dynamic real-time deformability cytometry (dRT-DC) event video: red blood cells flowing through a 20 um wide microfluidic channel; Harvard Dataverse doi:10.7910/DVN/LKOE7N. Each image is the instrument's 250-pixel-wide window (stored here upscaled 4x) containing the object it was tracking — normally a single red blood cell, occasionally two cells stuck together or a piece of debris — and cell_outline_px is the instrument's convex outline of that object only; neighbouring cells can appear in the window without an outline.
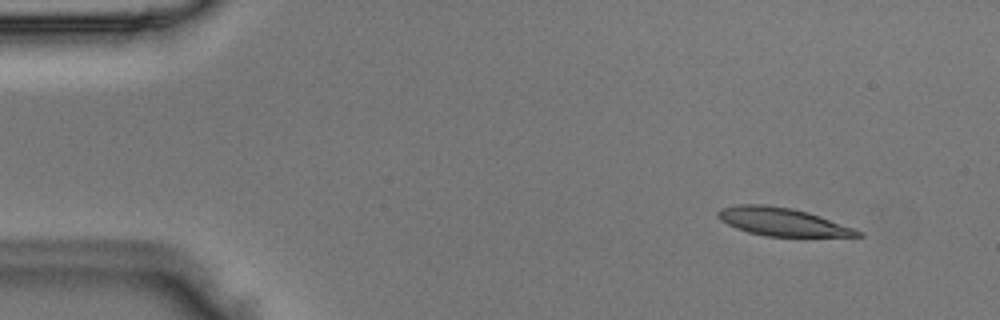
{"species": "Egyptian fruit bat (a non-hibernating species)", "species_latin": "Rousettus aegyptiacus", "temperature_condition": "room temperature", "stored_images_in_passage": 6, "camera_frame_rate_fps": 3000, "um_per_image_px": 0.085, "animal": {"sex": "male"}, "frame": {"image": 1, "passage_image": 2, "time_ms": 0.333, "image_size_px": [1000, 320], "cell_outline_px": [[864, 236], [764, 236], [748, 232], [736, 228], [720, 220], [716, 216], [716, 212], [720, 208], [736, 204], [764, 204], [792, 208], [808, 212], [856, 228], [864, 232]], "centroid_in_image_um": [66.49, 18.84], "position_along_channel_um": 18.5, "area_um2": 23.0}}
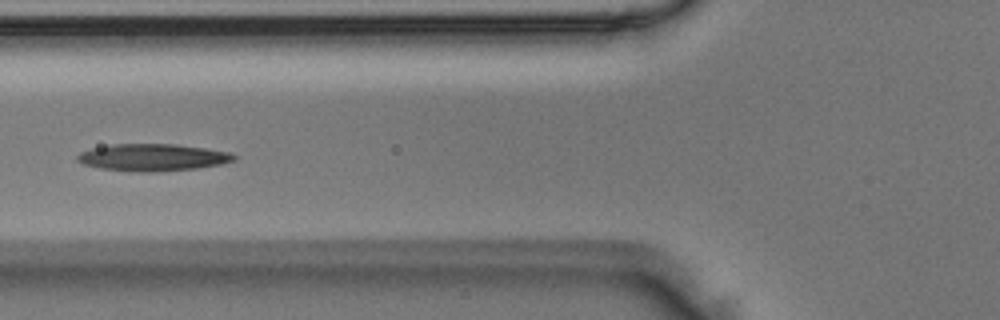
{"frame": {"image": 2, "passage_image": 6, "time_ms": 1.667, "image_size_px": [1000, 320], "cell_outline_px": [[236, 156], [232, 160], [220, 164], [196, 168], [148, 172], [140, 172], [100, 168], [84, 164], [76, 160], [76, 156], [80, 152], [92, 148], [112, 144], [176, 144], [204, 148], [228, 152]], "centroid_in_image_um": [12.92, 13.37], "position_along_channel_um": 112.9, "area_um2": 24.39}}